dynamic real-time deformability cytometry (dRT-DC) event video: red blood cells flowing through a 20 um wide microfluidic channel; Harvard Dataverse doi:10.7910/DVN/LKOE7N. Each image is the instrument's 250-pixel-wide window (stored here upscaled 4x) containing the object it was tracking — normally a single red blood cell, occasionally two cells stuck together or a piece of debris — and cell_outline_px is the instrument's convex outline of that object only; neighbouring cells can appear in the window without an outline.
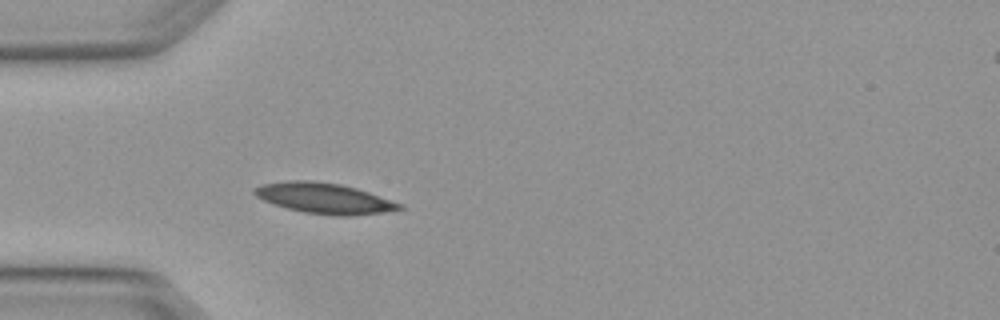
{"species": "Egyptian fruit bat (a non-hibernating species)", "species_latin": "Rousettus aegyptiacus", "temperature_condition": "warm", "stored_images_in_passage": 5, "camera_frame_rate_fps": 3000, "um_per_image_px": 0.085, "animal": {"sex": "female"}, "frame": {"image": 1, "passage_image": 5, "time_ms": 1.333, "image_size_px": [1000, 320], "cell_outline_px": [[404, 208], [380, 212], [348, 216], [336, 216], [304, 212], [272, 204], [256, 196], [252, 192], [252, 188], [260, 184], [288, 180], [312, 180], [340, 184], [356, 188], [368, 192], [400, 204]], "centroid_in_image_um": [27.46, 16.83], "position_along_channel_um": 57.5, "area_um2": 25.61}}